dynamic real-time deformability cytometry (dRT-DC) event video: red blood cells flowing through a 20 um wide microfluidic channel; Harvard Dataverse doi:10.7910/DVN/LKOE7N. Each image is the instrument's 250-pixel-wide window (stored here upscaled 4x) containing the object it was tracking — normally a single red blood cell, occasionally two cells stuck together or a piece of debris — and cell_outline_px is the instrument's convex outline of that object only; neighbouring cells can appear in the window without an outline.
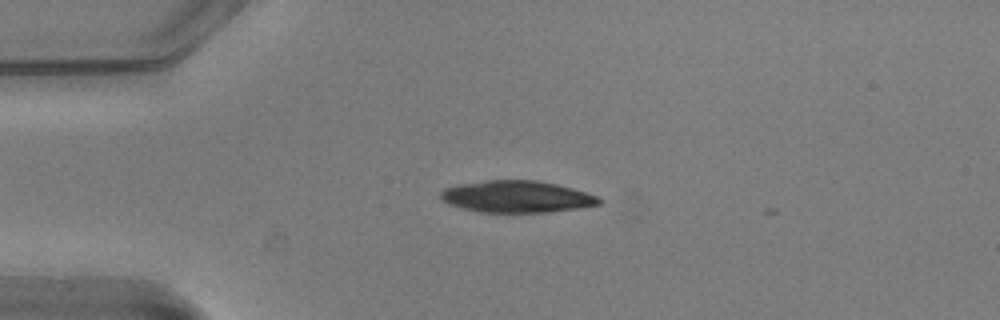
{"species": "common noctule bat (a hibernating species)", "species_latin": "Nyctalus noctula", "temperature_condition": "warm", "stored_images_in_passage": 3, "camera_frame_rate_fps": 3000, "um_per_image_px": 0.085, "animal": {"sex": "male", "body_mass_g": 20.5, "forearm_length_mm": 52.5}, "frame": {"image": 1, "passage_image": 1, "time_ms": 0.0, "image_size_px": [1000, 320], "cell_outline_px": [[604, 200], [600, 204], [580, 208], [548, 212], [480, 212], [448, 204], [440, 200], [440, 192], [444, 188], [460, 184], [488, 180], [536, 180], [556, 184], [572, 188], [596, 196]], "centroid_in_image_um": [43.91, 16.72], "position_along_channel_um": 41.1, "area_um2": 29.3}}